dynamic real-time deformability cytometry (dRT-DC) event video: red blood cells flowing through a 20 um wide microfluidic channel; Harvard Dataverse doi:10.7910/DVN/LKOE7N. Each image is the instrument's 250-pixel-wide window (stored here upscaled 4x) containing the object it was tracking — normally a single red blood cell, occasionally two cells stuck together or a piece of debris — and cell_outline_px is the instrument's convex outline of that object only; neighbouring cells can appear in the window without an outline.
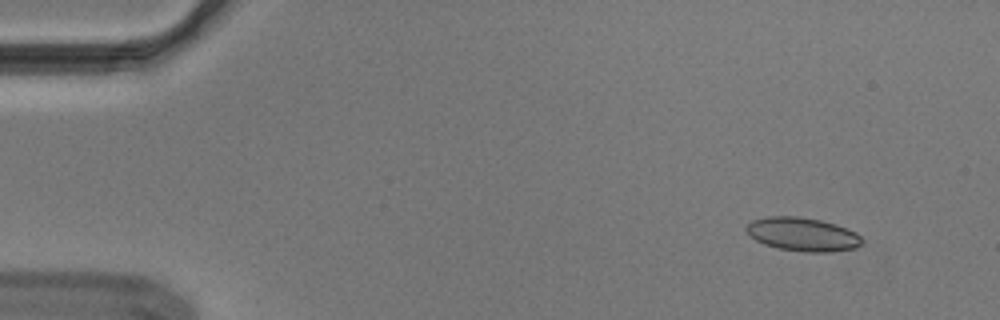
{"species": "Egyptian fruit bat (a non-hibernating species)", "species_latin": "Rousettus aegyptiacus", "temperature_condition": "cold", "stored_images_in_passage": 54, "camera_frame_rate_fps": 3000, "um_per_image_px": 0.085, "animal": {"sex": "male"}, "frame": {"image": 1, "passage_image": 5, "time_ms": 1.333, "image_size_px": [1000, 320], "cell_outline_px": [[864, 240], [856, 248], [828, 252], [808, 252], [780, 248], [764, 244], [756, 240], [744, 228], [752, 220], [768, 216], [800, 216], [820, 220], [836, 224], [856, 232]], "centroid_in_image_um": [68.24, 19.9], "position_along_channel_um": 16.8, "area_um2": 22.54}}
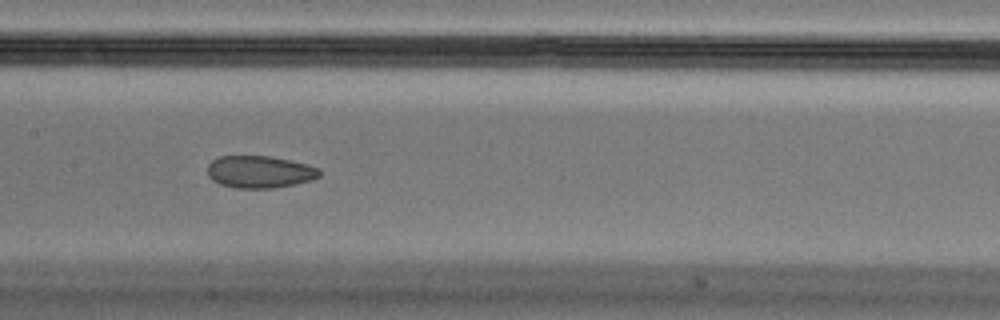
{"frame": {"image": 2, "passage_image": 27, "time_ms": 8.667, "image_size_px": [1000, 320], "cell_outline_px": [[320, 176], [312, 180], [296, 184], [272, 188], [236, 188], [220, 184], [212, 180], [208, 176], [208, 164], [212, 160], [220, 156], [272, 156], [308, 164], [320, 168]], "centroid_in_image_um": [22.09, 14.6], "position_along_channel_um": 185.3, "area_um2": 21.21}}
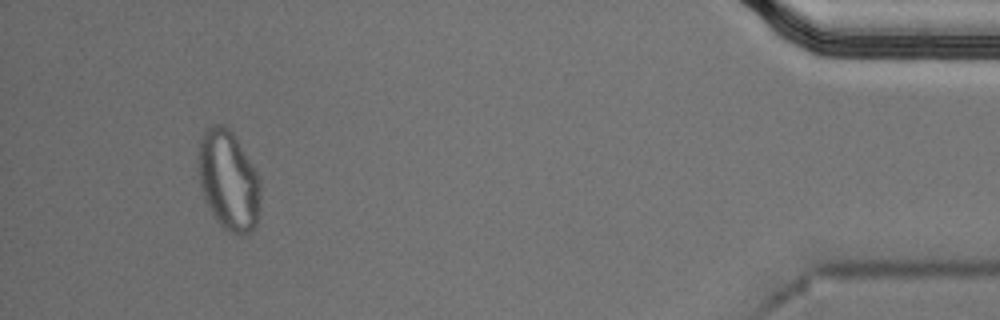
{"frame": {"image": 3, "passage_image": 51, "time_ms": 16.667, "image_size_px": [1000, 320], "cell_outline_px": [[260, 200], [256, 228], [252, 232], [244, 236], [236, 236], [228, 232], [216, 220], [204, 200], [200, 184], [196, 160], [200, 140], [204, 132], [212, 124], [224, 124], [236, 136], [252, 164], [260, 180]], "centroid_in_image_um": [19.41, 15.36], "position_along_channel_um": 415.8, "area_um2": 36.88}, "authors_computed_cell_mechanics": {"area_um2": 22.3686, "velocity_mm_per_s": 3.6757, "shape_relaxation_time_tau1_ms": null, "shape_relaxation_time_tau2_ms": 1.8231, "deformation_change_tau1": null, "deformation_change_tau2": 0.0612}}